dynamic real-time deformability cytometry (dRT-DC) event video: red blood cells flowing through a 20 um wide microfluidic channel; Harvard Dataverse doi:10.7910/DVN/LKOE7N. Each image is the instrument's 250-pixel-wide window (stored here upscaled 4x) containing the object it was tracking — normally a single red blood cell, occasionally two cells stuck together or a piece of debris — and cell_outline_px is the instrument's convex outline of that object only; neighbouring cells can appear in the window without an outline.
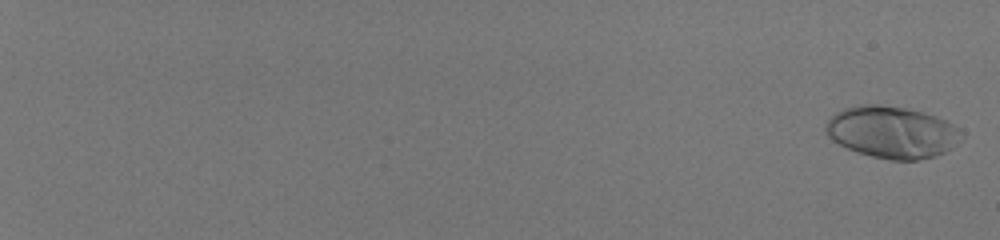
{"species": "human", "species_latin": "Homo sapiens", "temperature_condition": "room temperature", "stored_images_in_passage": 46, "camera_frame_rate_fps": 3000, "um_per_image_px": 0.085, "donor": {"sex": "male"}, "frame": {"image": 1, "passage_image": 2, "time_ms": 0.333, "image_size_px": [1000, 240], "cell_outline_px": [[964, 136], [952, 148], [944, 152], [932, 156], [916, 160], [892, 160], [872, 156], [856, 152], [832, 140], [824, 132], [824, 124], [836, 112], [844, 108], [860, 104], [880, 104], [908, 108], [924, 112], [936, 116], [960, 128], [964, 132]], "centroid_in_image_um": [75.82, 11.22], "position_along_channel_um": 9.2, "area_um2": 41.33}}
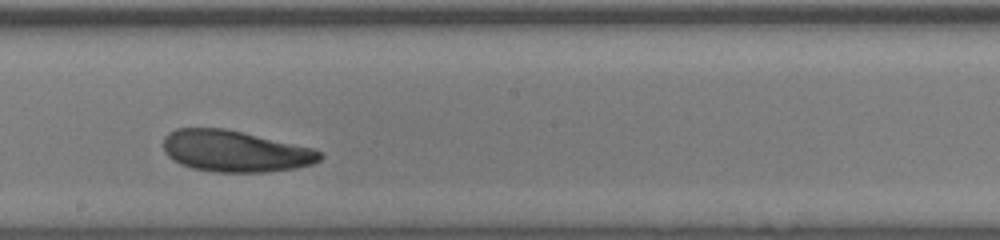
{"frame": {"image": 2, "passage_image": 32, "time_ms": 10.333, "image_size_px": [1000, 240], "cell_outline_px": [[324, 156], [320, 160], [312, 164], [296, 168], [264, 172], [216, 172], [192, 168], [180, 164], [172, 160], [164, 152], [164, 136], [168, 132], [176, 128], [224, 128], [312, 148], [320, 152]], "centroid_in_image_um": [19.94, 12.85], "position_along_channel_um": 228.3, "area_um2": 37.69}}
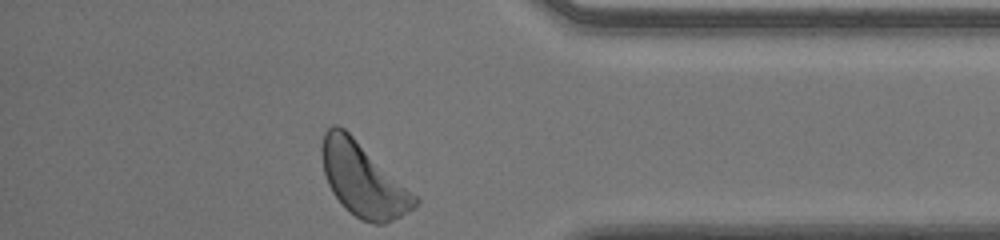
{"frame": {"image": 3, "passage_image": 46, "time_ms": 15.0, "image_size_px": [1000, 240], "cell_outline_px": [[420, 200], [416, 208], [384, 224], [372, 224], [360, 220], [344, 208], [332, 192], [328, 184], [324, 172], [320, 152], [320, 148], [324, 132], [332, 124], [336, 124], [344, 128], [420, 196]], "centroid_in_image_um": [30.89, 15.27], "position_along_channel_um": 404.3, "area_um2": 40.58}, "authors_computed_cell_mechanics": {"area_um2": 38.2636, "velocity_mm_per_s": 3.9766, "shape_relaxation_time_tau1_ms": 1.8677, "shape_relaxation_time_tau2_ms": 3.0945, "deformation_change_tau1": 0.1211, "deformation_change_tau2": 0.1104}}